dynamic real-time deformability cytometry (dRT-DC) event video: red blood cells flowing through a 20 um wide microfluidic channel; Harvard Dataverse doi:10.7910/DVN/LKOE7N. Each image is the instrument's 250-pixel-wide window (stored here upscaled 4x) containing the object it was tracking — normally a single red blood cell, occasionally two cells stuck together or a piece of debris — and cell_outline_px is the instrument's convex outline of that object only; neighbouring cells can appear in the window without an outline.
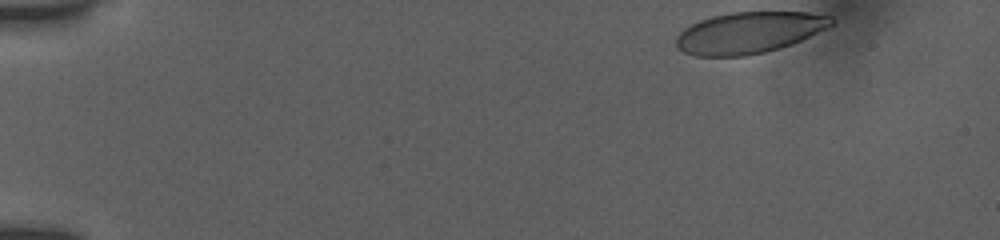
{"species": "human", "species_latin": "Homo sapiens", "temperature_condition": "room temperature", "stored_images_in_passage": 12, "camera_frame_rate_fps": 3000, "um_per_image_px": 0.085, "donor": {"sex": "female"}, "frame": {"image": 1, "passage_image": 1, "time_ms": 0.0, "image_size_px": [1000, 240], "cell_outline_px": [[836, 20], [828, 28], [792, 44], [764, 52], [744, 56], [696, 56], [684, 52], [676, 48], [676, 36], [684, 28], [700, 20], [712, 16], [732, 12], [808, 12], [832, 16]], "centroid_in_image_um": [63.68, 2.77], "position_along_channel_um": 21.3, "area_um2": 37.51}}
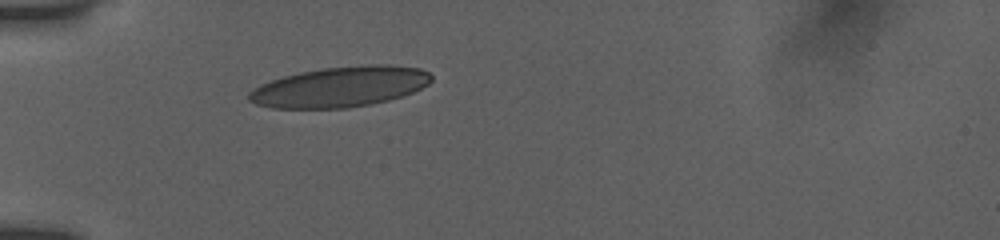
{"frame": {"image": 2, "passage_image": 9, "time_ms": 3.667, "image_size_px": [1000, 240], "cell_outline_px": [[432, 80], [428, 84], [412, 92], [388, 100], [348, 108], [272, 108], [256, 104], [248, 100], [248, 92], [252, 88], [260, 84], [284, 76], [300, 72], [324, 68], [368, 64], [388, 64], [420, 68], [428, 72], [432, 76]], "centroid_in_image_um": [28.89, 7.37], "position_along_channel_um": 56.1, "area_um2": 42.89}}
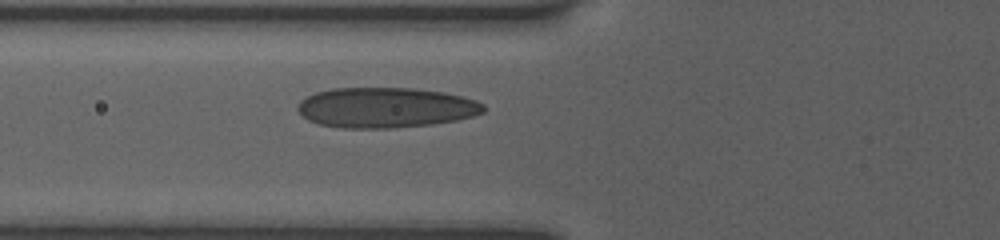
{"frame": {"image": 3, "passage_image": 12, "time_ms": 5.0, "image_size_px": [1000, 240], "cell_outline_px": [[484, 112], [472, 116], [456, 120], [432, 124], [392, 128], [340, 128], [320, 124], [308, 120], [296, 108], [300, 100], [316, 92], [332, 88], [412, 88], [444, 92], [476, 100], [484, 104]], "centroid_in_image_um": [32.77, 9.14], "position_along_channel_um": 93.0, "area_um2": 43.58}}